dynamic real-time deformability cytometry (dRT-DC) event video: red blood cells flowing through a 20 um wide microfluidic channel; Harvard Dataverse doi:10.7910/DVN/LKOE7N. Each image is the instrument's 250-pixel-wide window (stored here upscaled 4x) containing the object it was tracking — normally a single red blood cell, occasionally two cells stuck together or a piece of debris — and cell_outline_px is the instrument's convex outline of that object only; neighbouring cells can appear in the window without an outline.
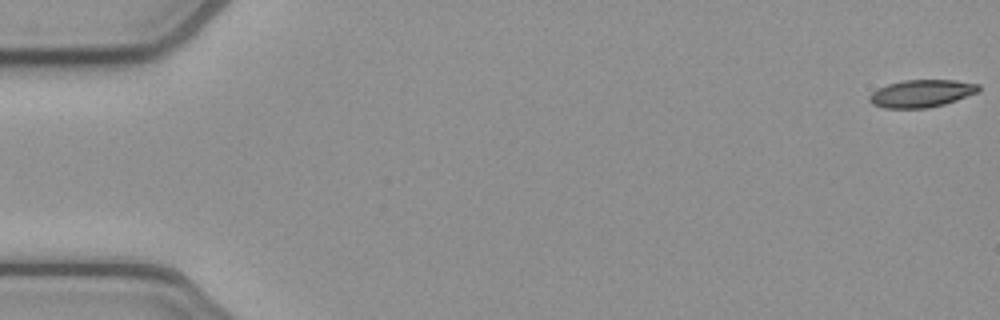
{"species": "common noctule bat (a hibernating species)", "species_latin": "Nyctalus noctula", "temperature_condition": "cold", "stored_images_in_passage": 54, "camera_frame_rate_fps": 3000, "um_per_image_px": 0.085, "animal": {"sex": "female", "body_mass_g": 21.9}, "frame": {"image": 1, "passage_image": 1, "time_ms": 0.0, "image_size_px": [1000, 320], "cell_outline_px": [[980, 88], [976, 92], [956, 100], [944, 104], [928, 108], [884, 108], [872, 104], [868, 100], [868, 96], [872, 92], [888, 84], [904, 80], [956, 80], [980, 84]], "centroid_in_image_um": [78.3, 7.94], "position_along_channel_um": 6.7, "area_um2": 17.4}}
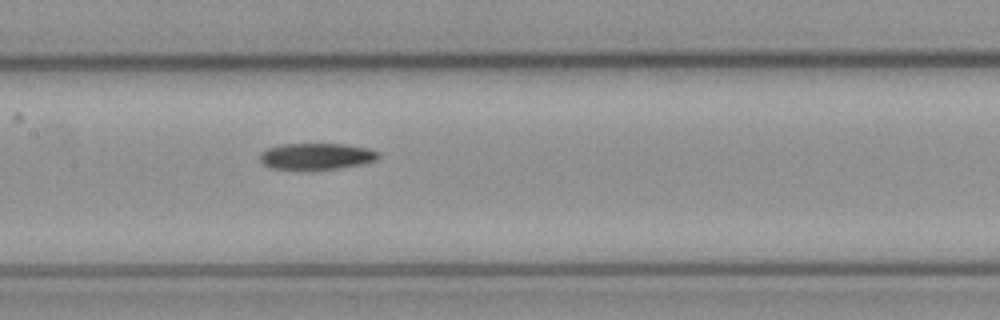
{"frame": {"image": 2, "passage_image": 26, "time_ms": 8.333, "image_size_px": [1000, 320], "cell_outline_px": [[380, 156], [376, 160], [364, 164], [340, 168], [304, 172], [268, 168], [260, 160], [260, 152], [268, 148], [280, 144], [344, 144], [368, 148], [380, 152]], "centroid_in_image_um": [26.87, 13.33], "position_along_channel_um": 180.5, "area_um2": 19.07}}
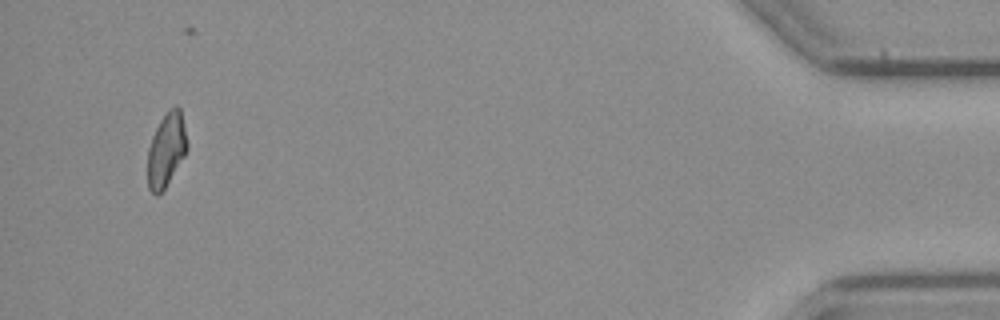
{"frame": {"image": 3, "passage_image": 51, "time_ms": 16.667, "image_size_px": [1000, 320], "cell_outline_px": [[188, 148], [184, 156], [164, 188], [156, 196], [148, 188], [148, 148], [152, 136], [160, 120], [168, 108], [176, 104], [180, 108], [184, 124], [188, 144]], "centroid_in_image_um": [14.14, 12.67], "position_along_channel_um": 421.1, "area_um2": 16.94}}